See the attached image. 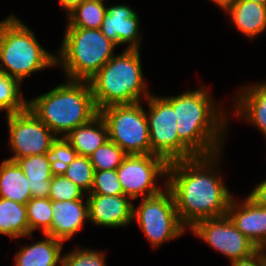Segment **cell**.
Returning <instances> with one entry per match:
<instances>
[{
	"mask_svg": "<svg viewBox=\"0 0 266 266\" xmlns=\"http://www.w3.org/2000/svg\"><path fill=\"white\" fill-rule=\"evenodd\" d=\"M221 154L222 151L168 165L167 188L172 192L179 219L186 228L190 229L200 220L227 214L233 195L220 174Z\"/></svg>",
	"mask_w": 266,
	"mask_h": 266,
	"instance_id": "cell-1",
	"label": "cell"
},
{
	"mask_svg": "<svg viewBox=\"0 0 266 266\" xmlns=\"http://www.w3.org/2000/svg\"><path fill=\"white\" fill-rule=\"evenodd\" d=\"M208 91L202 85L194 91L164 97L176 113L179 139L196 156L222 151L223 141L227 138L229 113L212 99Z\"/></svg>",
	"mask_w": 266,
	"mask_h": 266,
	"instance_id": "cell-2",
	"label": "cell"
},
{
	"mask_svg": "<svg viewBox=\"0 0 266 266\" xmlns=\"http://www.w3.org/2000/svg\"><path fill=\"white\" fill-rule=\"evenodd\" d=\"M30 111L57 137L89 123L99 111L88 81L68 80L27 101Z\"/></svg>",
	"mask_w": 266,
	"mask_h": 266,
	"instance_id": "cell-3",
	"label": "cell"
},
{
	"mask_svg": "<svg viewBox=\"0 0 266 266\" xmlns=\"http://www.w3.org/2000/svg\"><path fill=\"white\" fill-rule=\"evenodd\" d=\"M140 57V49L125 48L88 80L98 111L110 105L135 104L152 94L144 79Z\"/></svg>",
	"mask_w": 266,
	"mask_h": 266,
	"instance_id": "cell-4",
	"label": "cell"
},
{
	"mask_svg": "<svg viewBox=\"0 0 266 266\" xmlns=\"http://www.w3.org/2000/svg\"><path fill=\"white\" fill-rule=\"evenodd\" d=\"M0 72L22 81L56 66V54L40 45L34 32L14 14L0 21Z\"/></svg>",
	"mask_w": 266,
	"mask_h": 266,
	"instance_id": "cell-5",
	"label": "cell"
},
{
	"mask_svg": "<svg viewBox=\"0 0 266 266\" xmlns=\"http://www.w3.org/2000/svg\"><path fill=\"white\" fill-rule=\"evenodd\" d=\"M65 29L56 66L68 80L88 81L114 56L117 45L100 29Z\"/></svg>",
	"mask_w": 266,
	"mask_h": 266,
	"instance_id": "cell-6",
	"label": "cell"
},
{
	"mask_svg": "<svg viewBox=\"0 0 266 266\" xmlns=\"http://www.w3.org/2000/svg\"><path fill=\"white\" fill-rule=\"evenodd\" d=\"M141 102L110 105L99 110L108 127L109 140L127 155L152 154L146 110Z\"/></svg>",
	"mask_w": 266,
	"mask_h": 266,
	"instance_id": "cell-7",
	"label": "cell"
},
{
	"mask_svg": "<svg viewBox=\"0 0 266 266\" xmlns=\"http://www.w3.org/2000/svg\"><path fill=\"white\" fill-rule=\"evenodd\" d=\"M134 220L154 248L187 231L179 219L172 192L167 187L157 195L141 198L138 207L133 204Z\"/></svg>",
	"mask_w": 266,
	"mask_h": 266,
	"instance_id": "cell-8",
	"label": "cell"
},
{
	"mask_svg": "<svg viewBox=\"0 0 266 266\" xmlns=\"http://www.w3.org/2000/svg\"><path fill=\"white\" fill-rule=\"evenodd\" d=\"M145 101L149 109L146 118L152 155L160 156L168 163L196 157L179 139L176 113L164 96L152 93Z\"/></svg>",
	"mask_w": 266,
	"mask_h": 266,
	"instance_id": "cell-9",
	"label": "cell"
},
{
	"mask_svg": "<svg viewBox=\"0 0 266 266\" xmlns=\"http://www.w3.org/2000/svg\"><path fill=\"white\" fill-rule=\"evenodd\" d=\"M169 163L162 157L152 154L127 155L116 172L124 195L132 200L151 197L167 187V181L161 189L159 179L167 180Z\"/></svg>",
	"mask_w": 266,
	"mask_h": 266,
	"instance_id": "cell-10",
	"label": "cell"
},
{
	"mask_svg": "<svg viewBox=\"0 0 266 266\" xmlns=\"http://www.w3.org/2000/svg\"><path fill=\"white\" fill-rule=\"evenodd\" d=\"M5 116L10 137L8 146L13 153L8 160L46 154L58 138L28 107Z\"/></svg>",
	"mask_w": 266,
	"mask_h": 266,
	"instance_id": "cell-11",
	"label": "cell"
},
{
	"mask_svg": "<svg viewBox=\"0 0 266 266\" xmlns=\"http://www.w3.org/2000/svg\"><path fill=\"white\" fill-rule=\"evenodd\" d=\"M189 230L208 246L229 258L230 263L247 257L258 249L234 226L227 215L200 220Z\"/></svg>",
	"mask_w": 266,
	"mask_h": 266,
	"instance_id": "cell-12",
	"label": "cell"
},
{
	"mask_svg": "<svg viewBox=\"0 0 266 266\" xmlns=\"http://www.w3.org/2000/svg\"><path fill=\"white\" fill-rule=\"evenodd\" d=\"M140 18L133 8L126 4L107 7L101 25V32L117 46L127 44L126 49H140Z\"/></svg>",
	"mask_w": 266,
	"mask_h": 266,
	"instance_id": "cell-13",
	"label": "cell"
},
{
	"mask_svg": "<svg viewBox=\"0 0 266 266\" xmlns=\"http://www.w3.org/2000/svg\"><path fill=\"white\" fill-rule=\"evenodd\" d=\"M89 221L93 225L120 228L133 221V200L125 195L87 194Z\"/></svg>",
	"mask_w": 266,
	"mask_h": 266,
	"instance_id": "cell-14",
	"label": "cell"
},
{
	"mask_svg": "<svg viewBox=\"0 0 266 266\" xmlns=\"http://www.w3.org/2000/svg\"><path fill=\"white\" fill-rule=\"evenodd\" d=\"M226 215L257 248L266 245V208L259 207L248 197L244 201L233 197Z\"/></svg>",
	"mask_w": 266,
	"mask_h": 266,
	"instance_id": "cell-15",
	"label": "cell"
},
{
	"mask_svg": "<svg viewBox=\"0 0 266 266\" xmlns=\"http://www.w3.org/2000/svg\"><path fill=\"white\" fill-rule=\"evenodd\" d=\"M52 212L51 228L45 234L63 242L73 238L89 221L87 199L52 201Z\"/></svg>",
	"mask_w": 266,
	"mask_h": 266,
	"instance_id": "cell-16",
	"label": "cell"
},
{
	"mask_svg": "<svg viewBox=\"0 0 266 266\" xmlns=\"http://www.w3.org/2000/svg\"><path fill=\"white\" fill-rule=\"evenodd\" d=\"M232 102L233 115L253 124L266 138V81L242 86Z\"/></svg>",
	"mask_w": 266,
	"mask_h": 266,
	"instance_id": "cell-17",
	"label": "cell"
},
{
	"mask_svg": "<svg viewBox=\"0 0 266 266\" xmlns=\"http://www.w3.org/2000/svg\"><path fill=\"white\" fill-rule=\"evenodd\" d=\"M224 11L236 29L248 39L254 40L266 31V5L262 3L236 0Z\"/></svg>",
	"mask_w": 266,
	"mask_h": 266,
	"instance_id": "cell-18",
	"label": "cell"
},
{
	"mask_svg": "<svg viewBox=\"0 0 266 266\" xmlns=\"http://www.w3.org/2000/svg\"><path fill=\"white\" fill-rule=\"evenodd\" d=\"M44 239L27 244L15 255V266H61L63 241L43 234Z\"/></svg>",
	"mask_w": 266,
	"mask_h": 266,
	"instance_id": "cell-19",
	"label": "cell"
},
{
	"mask_svg": "<svg viewBox=\"0 0 266 266\" xmlns=\"http://www.w3.org/2000/svg\"><path fill=\"white\" fill-rule=\"evenodd\" d=\"M15 162L29 180L32 198H48L51 180L56 171L46 154L17 158Z\"/></svg>",
	"mask_w": 266,
	"mask_h": 266,
	"instance_id": "cell-20",
	"label": "cell"
},
{
	"mask_svg": "<svg viewBox=\"0 0 266 266\" xmlns=\"http://www.w3.org/2000/svg\"><path fill=\"white\" fill-rule=\"evenodd\" d=\"M64 138L79 156L89 157L98 147L109 140L108 127L98 114L89 123L70 131Z\"/></svg>",
	"mask_w": 266,
	"mask_h": 266,
	"instance_id": "cell-21",
	"label": "cell"
},
{
	"mask_svg": "<svg viewBox=\"0 0 266 266\" xmlns=\"http://www.w3.org/2000/svg\"><path fill=\"white\" fill-rule=\"evenodd\" d=\"M0 198L25 205L32 198L29 180L15 161L4 159L0 164Z\"/></svg>",
	"mask_w": 266,
	"mask_h": 266,
	"instance_id": "cell-22",
	"label": "cell"
},
{
	"mask_svg": "<svg viewBox=\"0 0 266 266\" xmlns=\"http://www.w3.org/2000/svg\"><path fill=\"white\" fill-rule=\"evenodd\" d=\"M0 235L11 239L33 237L30 235L25 204L0 198Z\"/></svg>",
	"mask_w": 266,
	"mask_h": 266,
	"instance_id": "cell-23",
	"label": "cell"
},
{
	"mask_svg": "<svg viewBox=\"0 0 266 266\" xmlns=\"http://www.w3.org/2000/svg\"><path fill=\"white\" fill-rule=\"evenodd\" d=\"M104 2L105 0L82 2L67 15L66 28L100 29L107 12Z\"/></svg>",
	"mask_w": 266,
	"mask_h": 266,
	"instance_id": "cell-24",
	"label": "cell"
},
{
	"mask_svg": "<svg viewBox=\"0 0 266 266\" xmlns=\"http://www.w3.org/2000/svg\"><path fill=\"white\" fill-rule=\"evenodd\" d=\"M21 91L19 81L0 72V111L13 114L25 110L28 99L23 98Z\"/></svg>",
	"mask_w": 266,
	"mask_h": 266,
	"instance_id": "cell-25",
	"label": "cell"
},
{
	"mask_svg": "<svg viewBox=\"0 0 266 266\" xmlns=\"http://www.w3.org/2000/svg\"><path fill=\"white\" fill-rule=\"evenodd\" d=\"M27 220L30 235L37 230L45 234L53 219L52 200L49 198H31L26 204Z\"/></svg>",
	"mask_w": 266,
	"mask_h": 266,
	"instance_id": "cell-26",
	"label": "cell"
},
{
	"mask_svg": "<svg viewBox=\"0 0 266 266\" xmlns=\"http://www.w3.org/2000/svg\"><path fill=\"white\" fill-rule=\"evenodd\" d=\"M59 172L80 187L85 194L90 193L94 182L95 170L89 157L78 155L69 165Z\"/></svg>",
	"mask_w": 266,
	"mask_h": 266,
	"instance_id": "cell-27",
	"label": "cell"
},
{
	"mask_svg": "<svg viewBox=\"0 0 266 266\" xmlns=\"http://www.w3.org/2000/svg\"><path fill=\"white\" fill-rule=\"evenodd\" d=\"M127 154L114 142L108 140L98 147L90 156L95 171L117 170Z\"/></svg>",
	"mask_w": 266,
	"mask_h": 266,
	"instance_id": "cell-28",
	"label": "cell"
},
{
	"mask_svg": "<svg viewBox=\"0 0 266 266\" xmlns=\"http://www.w3.org/2000/svg\"><path fill=\"white\" fill-rule=\"evenodd\" d=\"M84 193L85 192L70 179L59 171H56L51 180L48 198L52 201L87 199V194ZM85 196L86 198H84Z\"/></svg>",
	"mask_w": 266,
	"mask_h": 266,
	"instance_id": "cell-29",
	"label": "cell"
},
{
	"mask_svg": "<svg viewBox=\"0 0 266 266\" xmlns=\"http://www.w3.org/2000/svg\"><path fill=\"white\" fill-rule=\"evenodd\" d=\"M105 253L91 248L75 247L62 254L61 266H106Z\"/></svg>",
	"mask_w": 266,
	"mask_h": 266,
	"instance_id": "cell-30",
	"label": "cell"
},
{
	"mask_svg": "<svg viewBox=\"0 0 266 266\" xmlns=\"http://www.w3.org/2000/svg\"><path fill=\"white\" fill-rule=\"evenodd\" d=\"M46 156L55 171H60L69 165L78 156V153L64 137H58Z\"/></svg>",
	"mask_w": 266,
	"mask_h": 266,
	"instance_id": "cell-31",
	"label": "cell"
},
{
	"mask_svg": "<svg viewBox=\"0 0 266 266\" xmlns=\"http://www.w3.org/2000/svg\"><path fill=\"white\" fill-rule=\"evenodd\" d=\"M88 194L124 195L116 170L95 171L93 186Z\"/></svg>",
	"mask_w": 266,
	"mask_h": 266,
	"instance_id": "cell-32",
	"label": "cell"
},
{
	"mask_svg": "<svg viewBox=\"0 0 266 266\" xmlns=\"http://www.w3.org/2000/svg\"><path fill=\"white\" fill-rule=\"evenodd\" d=\"M230 266H266V256L263 248H258L251 255L230 263Z\"/></svg>",
	"mask_w": 266,
	"mask_h": 266,
	"instance_id": "cell-33",
	"label": "cell"
},
{
	"mask_svg": "<svg viewBox=\"0 0 266 266\" xmlns=\"http://www.w3.org/2000/svg\"><path fill=\"white\" fill-rule=\"evenodd\" d=\"M247 197L256 205L266 208V180L256 184L252 192Z\"/></svg>",
	"mask_w": 266,
	"mask_h": 266,
	"instance_id": "cell-34",
	"label": "cell"
},
{
	"mask_svg": "<svg viewBox=\"0 0 266 266\" xmlns=\"http://www.w3.org/2000/svg\"><path fill=\"white\" fill-rule=\"evenodd\" d=\"M85 0H59V4L61 8H63L68 15L71 11H73L77 6H79Z\"/></svg>",
	"mask_w": 266,
	"mask_h": 266,
	"instance_id": "cell-35",
	"label": "cell"
},
{
	"mask_svg": "<svg viewBox=\"0 0 266 266\" xmlns=\"http://www.w3.org/2000/svg\"><path fill=\"white\" fill-rule=\"evenodd\" d=\"M210 1L214 2L215 5H217L221 9L225 10L227 7H229L236 0H210Z\"/></svg>",
	"mask_w": 266,
	"mask_h": 266,
	"instance_id": "cell-36",
	"label": "cell"
},
{
	"mask_svg": "<svg viewBox=\"0 0 266 266\" xmlns=\"http://www.w3.org/2000/svg\"><path fill=\"white\" fill-rule=\"evenodd\" d=\"M248 1H255V2L262 3V4L266 5V0H248Z\"/></svg>",
	"mask_w": 266,
	"mask_h": 266,
	"instance_id": "cell-37",
	"label": "cell"
},
{
	"mask_svg": "<svg viewBox=\"0 0 266 266\" xmlns=\"http://www.w3.org/2000/svg\"><path fill=\"white\" fill-rule=\"evenodd\" d=\"M263 251H264L265 256H266V245L263 247Z\"/></svg>",
	"mask_w": 266,
	"mask_h": 266,
	"instance_id": "cell-38",
	"label": "cell"
}]
</instances>
